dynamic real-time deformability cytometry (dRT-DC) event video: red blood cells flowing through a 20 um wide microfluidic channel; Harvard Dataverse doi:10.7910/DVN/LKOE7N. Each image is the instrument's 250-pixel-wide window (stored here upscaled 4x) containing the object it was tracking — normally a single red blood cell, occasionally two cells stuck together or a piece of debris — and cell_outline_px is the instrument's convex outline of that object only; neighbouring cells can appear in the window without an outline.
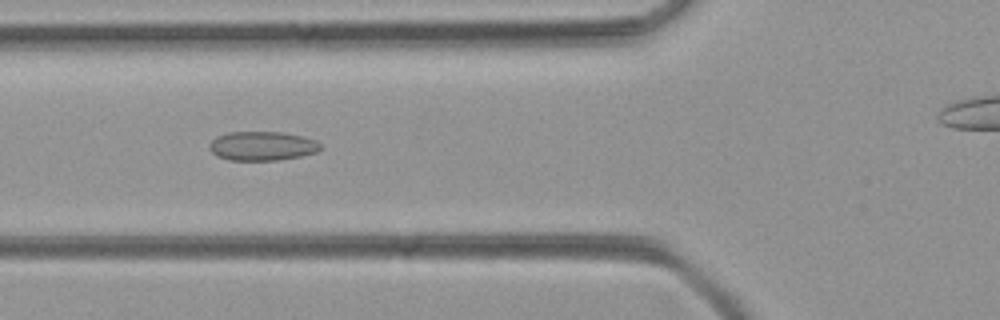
{"species": "common noctule bat (a hibernating species)", "species_latin": "Nyctalus noctula", "temperature_condition": "room temperature", "stored_images_in_passage": 36, "camera_frame_rate_fps": 3000, "um_per_image_px": 0.085, "animal": {"sex": "female", "body_mass_g": 21.9}, "frame": {"image": 1, "passage_image": 11, "time_ms": 3.333, "image_size_px": [1000, 320], "cell_outline_px": [[324, 148], [316, 152], [300, 156], [276, 160], [228, 160], [216, 156], [208, 148], [208, 144], [216, 136], [228, 132], [284, 132], [316, 140]], "centroid_in_image_um": [22.26, 12.4], "position_along_channel_um": 103.5, "area_um2": 18.96}}
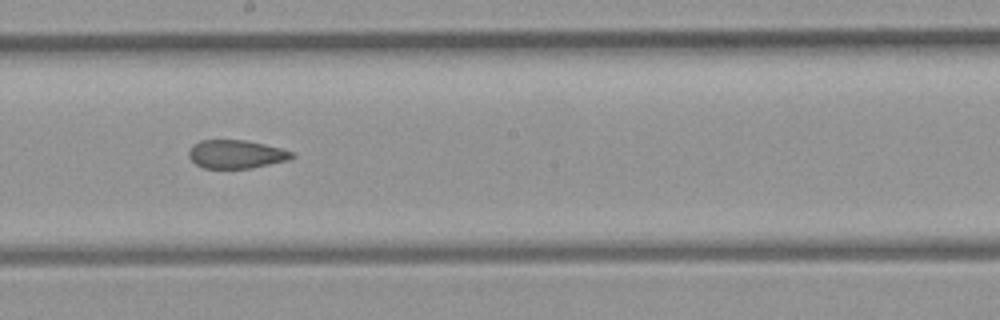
{"frame": {"image": 2, "passage_image": 20, "time_ms": 6.333, "image_size_px": [1000, 320], "cell_outline_px": [[296, 156], [288, 160], [252, 168], [204, 168], [196, 164], [188, 156], [188, 152], [192, 144], [200, 140], [244, 140], [264, 144], [280, 148], [292, 152]], "centroid_in_image_um": [20.05, 13.1], "position_along_channel_um": 228.1, "area_um2": 17.05}}
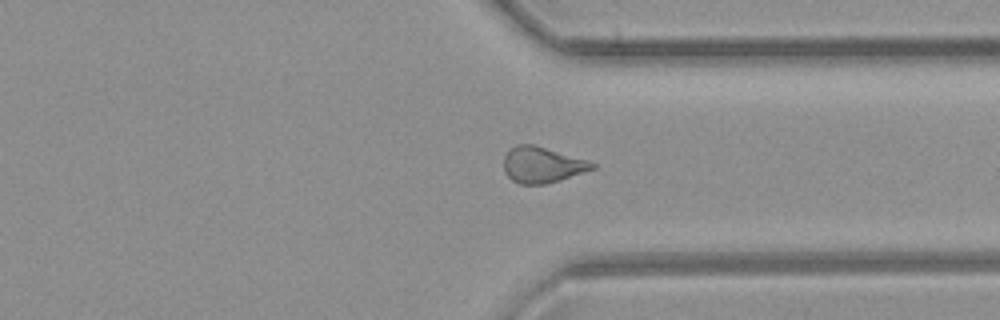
{"frame": {"image": 3, "passage_image": 30, "time_ms": 9.667, "image_size_px": [1000, 320], "cell_outline_px": [[596, 168], [560, 180], [544, 184], [520, 184], [512, 180], [504, 172], [504, 156], [516, 144], [532, 144], [588, 160], [596, 164]], "centroid_in_image_um": [46.08, 14.01], "position_along_channel_um": 365.3, "area_um2": 18.38}}